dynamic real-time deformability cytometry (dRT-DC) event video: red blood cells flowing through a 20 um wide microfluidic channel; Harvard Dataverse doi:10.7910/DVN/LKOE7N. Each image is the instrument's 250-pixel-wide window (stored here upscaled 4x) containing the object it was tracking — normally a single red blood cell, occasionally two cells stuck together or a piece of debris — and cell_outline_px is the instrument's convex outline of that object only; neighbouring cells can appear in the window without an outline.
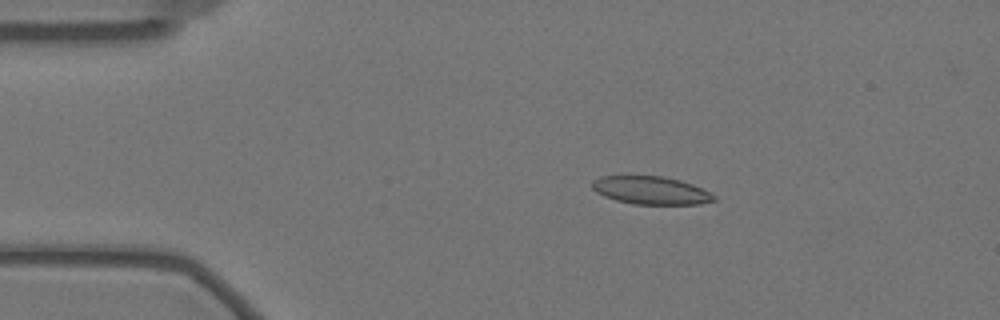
{"species": "Egyptian fruit bat (a non-hibernating species)", "species_latin": "Rousettus aegyptiacus", "temperature_condition": "warm", "stored_images_in_passage": 56, "camera_frame_rate_fps": 3000, "um_per_image_px": 0.085, "animal": {"sex": "female"}, "frame": {"image": 1, "passage_image": 9, "time_ms": 2.667, "image_size_px": [1000, 320], "cell_outline_px": [[716, 200], [700, 204], [632, 204], [616, 200], [604, 196], [596, 192], [592, 188], [592, 180], [600, 176], [664, 176], [680, 180], [692, 184], [716, 196]], "centroid_in_image_um": [55.3, 16.18], "position_along_channel_um": 29.7, "area_um2": 19.83}}
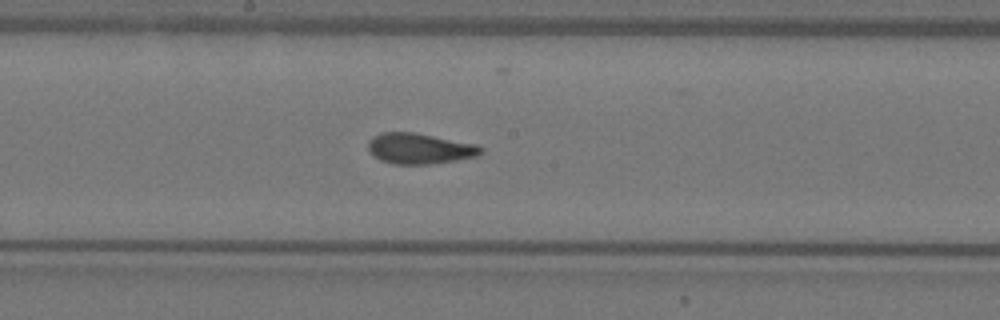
{"frame": {"image": 2, "passage_image": 29, "time_ms": 9.333, "image_size_px": [1000, 320], "cell_outline_px": [[484, 152], [476, 156], [456, 160], [428, 164], [392, 164], [380, 160], [368, 148], [368, 140], [372, 136], [380, 132], [412, 132], [476, 144], [484, 148]], "centroid_in_image_um": [35.66, 12.62], "position_along_channel_um": 212.5, "area_um2": 20.06}}
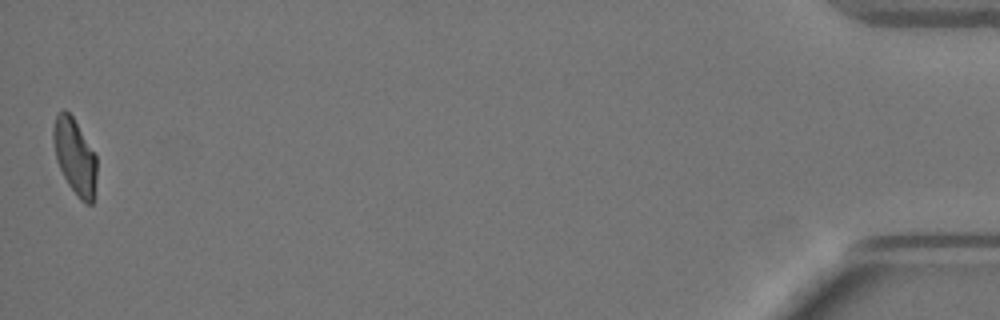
{"frame": {"image": 3, "passage_image": 56, "time_ms": 18.333, "image_size_px": [1000, 320], "cell_outline_px": [[96, 176], [92, 204], [84, 204], [80, 200], [68, 184], [56, 160], [52, 140], [52, 128], [56, 116], [64, 108], [72, 116], [96, 156]], "centroid_in_image_um": [6.33, 13.31], "position_along_channel_um": 428.9, "area_um2": 18.96}, "authors_computed_cell_mechanics": {"area_um2": 20.4034, "velocity_mm_per_s": 3.4706, "shape_relaxation_time_tau1_ms": 10.7401, "shape_relaxation_time_tau2_ms": 1.0481, "deformation_change_tau1": 0.2643, "deformation_change_tau2": 0.0787}}